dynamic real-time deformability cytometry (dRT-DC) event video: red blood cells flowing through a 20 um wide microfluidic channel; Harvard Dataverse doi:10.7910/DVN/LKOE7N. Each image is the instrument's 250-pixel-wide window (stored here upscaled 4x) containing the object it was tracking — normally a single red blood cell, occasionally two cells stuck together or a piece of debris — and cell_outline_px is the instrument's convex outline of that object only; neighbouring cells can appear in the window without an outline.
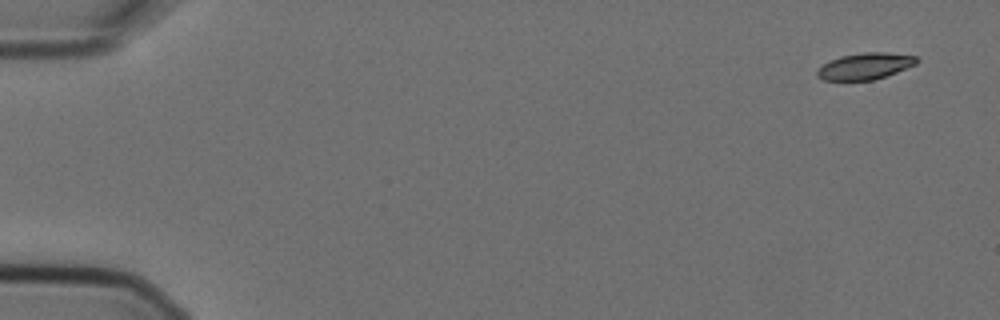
{"species": "Egyptian fruit bat (a non-hibernating species)", "species_latin": "Rousettus aegyptiacus", "temperature_condition": "cold", "stored_images_in_passage": 5, "camera_frame_rate_fps": 3000, "um_per_image_px": 0.085, "animal": {"sex": "female"}, "frame": {"image": 1, "passage_image": 1, "time_ms": 0.0, "image_size_px": [1000, 320], "cell_outline_px": [[920, 60], [916, 64], [896, 72], [872, 80], [824, 80], [816, 76], [816, 72], [824, 64], [840, 56], [864, 52], [884, 52], [916, 56]], "centroid_in_image_um": [73.55, 5.62], "position_along_channel_um": 11.5, "area_um2": 15.14}}
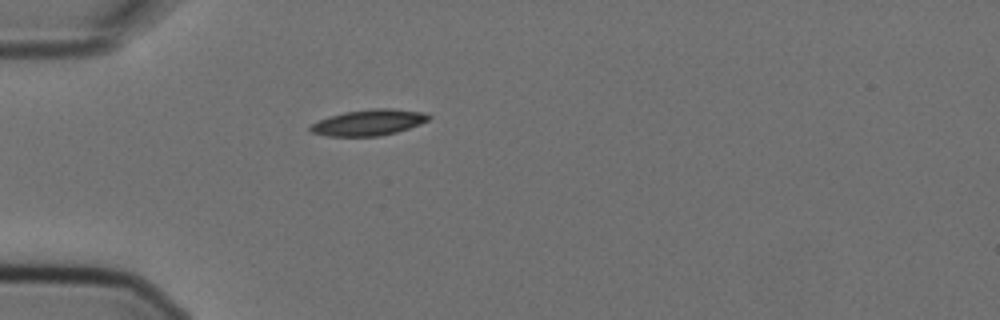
{"frame": {"image": 2, "passage_image": 4, "time_ms": 1.0, "image_size_px": [1000, 320], "cell_outline_px": [[432, 116], [428, 120], [420, 124], [396, 132], [380, 136], [328, 136], [312, 132], [308, 128], [312, 124], [328, 116], [344, 112], [376, 108], [392, 108], [424, 112]], "centroid_in_image_um": [31.36, 10.4], "position_along_channel_um": 53.6, "area_um2": 17.86}}